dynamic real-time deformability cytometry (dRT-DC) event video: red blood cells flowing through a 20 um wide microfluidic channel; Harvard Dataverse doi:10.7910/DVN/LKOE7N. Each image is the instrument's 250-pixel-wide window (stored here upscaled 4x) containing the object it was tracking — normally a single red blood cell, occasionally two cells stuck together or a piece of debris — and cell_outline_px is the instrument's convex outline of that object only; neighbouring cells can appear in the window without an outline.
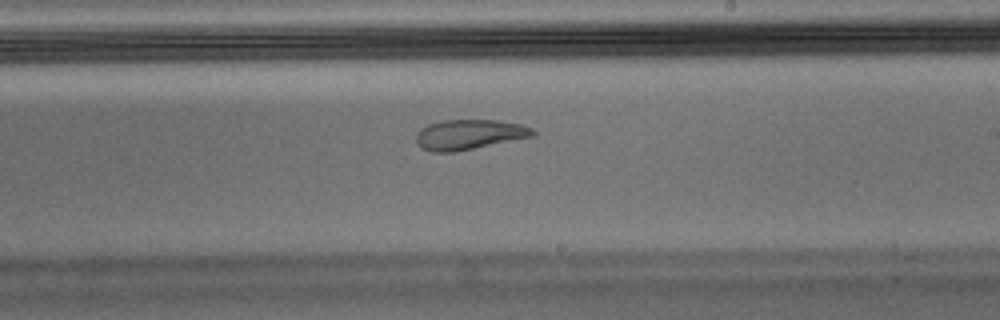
{"species": "Egyptian fruit bat (a non-hibernating species)", "species_latin": "Rousettus aegyptiacus", "temperature_condition": "warm", "stored_images_in_passage": 35, "camera_frame_rate_fps": 3000, "um_per_image_px": 0.085, "animal": {"sex": "male"}, "frame": {"image": 1, "passage_image": 16, "time_ms": 5.0, "image_size_px": [1000, 320], "cell_outline_px": [[536, 136], [452, 152], [432, 152], [420, 148], [416, 144], [416, 132], [420, 128], [428, 124], [440, 120], [496, 120], [520, 124], [532, 128], [536, 132]], "centroid_in_image_um": [39.84, 11.43], "position_along_channel_um": 249.2, "area_um2": 20.58}}